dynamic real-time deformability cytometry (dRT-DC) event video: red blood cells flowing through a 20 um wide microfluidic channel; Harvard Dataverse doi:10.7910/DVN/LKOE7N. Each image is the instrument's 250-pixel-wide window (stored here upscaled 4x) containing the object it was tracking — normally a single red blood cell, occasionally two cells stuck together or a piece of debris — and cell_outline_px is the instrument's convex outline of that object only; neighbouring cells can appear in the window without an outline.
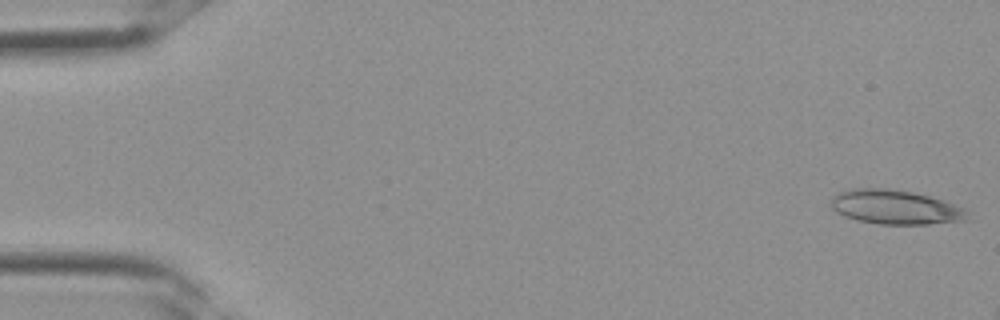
{"species": "Egyptian fruit bat (a non-hibernating species)", "species_latin": "Rousettus aegyptiacus", "temperature_condition": "room temperature", "stored_images_in_passage": 11, "camera_frame_rate_fps": 3000, "um_per_image_px": 0.085, "frame": {"image": 1, "passage_image": 1, "time_ms": 0.0, "image_size_px": [1000, 320], "cell_outline_px": [[968, 220], [928, 224], [880, 224], [856, 220], [844, 216], [836, 212], [832, 208], [832, 196], [840, 192], [856, 188], [888, 188], [912, 192], [928, 196], [964, 208], [968, 212]], "centroid_in_image_um": [76.09, 17.61], "position_along_channel_um": 8.9, "area_um2": 27.05}}